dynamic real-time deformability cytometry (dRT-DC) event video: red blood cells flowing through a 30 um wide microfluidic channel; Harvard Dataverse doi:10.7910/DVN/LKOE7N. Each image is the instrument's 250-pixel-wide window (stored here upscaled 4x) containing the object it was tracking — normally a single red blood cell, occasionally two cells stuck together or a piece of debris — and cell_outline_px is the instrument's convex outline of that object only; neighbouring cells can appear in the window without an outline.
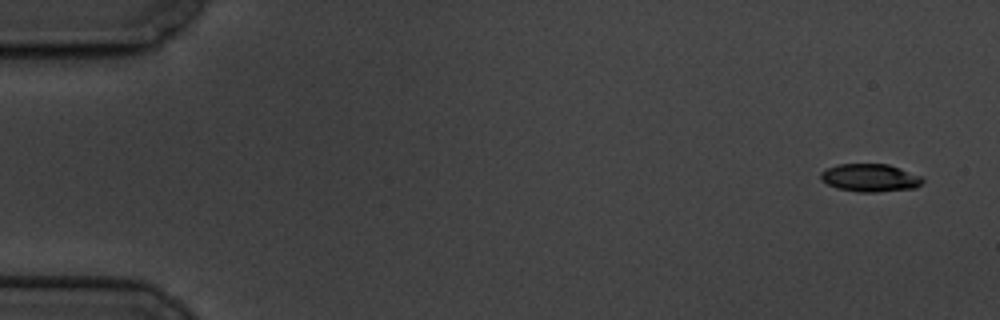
{"species": "common noctule bat (a hibernating species)", "species_latin": "Nyctalus noctula", "temperature_condition": "cold", "stored_images_in_passage": 5, "camera_frame_rate_fps": 3000, "um_per_image_px": 0.085, "animal": {"sex": "male", "body_mass_g": 19.5, "forearm_length_mm": 54.6}, "frame": {"image": 1, "passage_image": 1, "time_ms": 0.0, "image_size_px": [1000, 320], "cell_outline_px": [[924, 180], [916, 188], [876, 192], [860, 192], [836, 188], [820, 180], [820, 172], [836, 164], [888, 164], [924, 176]], "centroid_in_image_um": [73.97, 15.11], "position_along_channel_um": 11.0, "area_um2": 16.7}}
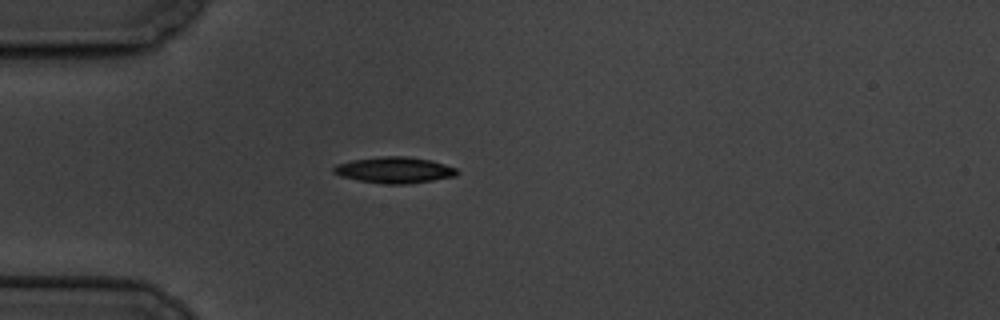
{"frame": {"image": 2, "passage_image": 5, "time_ms": 4.667, "image_size_px": [1000, 320], "cell_outline_px": [[460, 172], [456, 176], [408, 184], [380, 184], [340, 176], [332, 172], [332, 168], [336, 164], [352, 160], [384, 156], [404, 156], [432, 160], [456, 168]], "centroid_in_image_um": [33.52, 14.45], "position_along_channel_um": 51.5, "area_um2": 18.84}}